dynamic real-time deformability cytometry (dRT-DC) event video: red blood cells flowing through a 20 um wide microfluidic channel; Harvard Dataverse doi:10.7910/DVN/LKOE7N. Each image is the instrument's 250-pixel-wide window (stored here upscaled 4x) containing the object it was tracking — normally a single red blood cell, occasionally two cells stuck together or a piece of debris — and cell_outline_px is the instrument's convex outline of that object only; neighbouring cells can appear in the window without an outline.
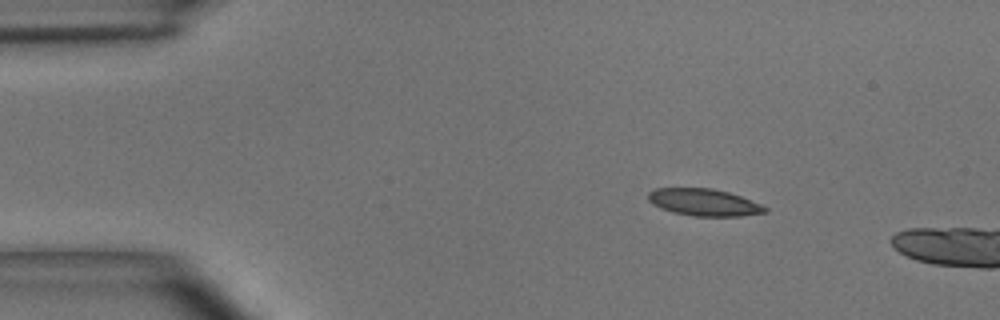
{"species": "common noctule bat (a hibernating species)", "species_latin": "Nyctalus noctula", "temperature_condition": "room temperature", "stored_images_in_passage": 3, "camera_frame_rate_fps": 3000, "um_per_image_px": 0.085, "animal": {"sex": "male", "body_mass_g": 15.6}, "frame": {"image": 1, "passage_image": 1, "time_ms": 0.0, "image_size_px": [1000, 320], "cell_outline_px": [[768, 212], [740, 216], [696, 216], [672, 212], [660, 208], [652, 204], [648, 200], [648, 192], [656, 188], [712, 188], [728, 192], [740, 196], [760, 204], [768, 208]], "centroid_in_image_um": [59.82, 17.2], "position_along_channel_um": 25.2, "area_um2": 18.38}}